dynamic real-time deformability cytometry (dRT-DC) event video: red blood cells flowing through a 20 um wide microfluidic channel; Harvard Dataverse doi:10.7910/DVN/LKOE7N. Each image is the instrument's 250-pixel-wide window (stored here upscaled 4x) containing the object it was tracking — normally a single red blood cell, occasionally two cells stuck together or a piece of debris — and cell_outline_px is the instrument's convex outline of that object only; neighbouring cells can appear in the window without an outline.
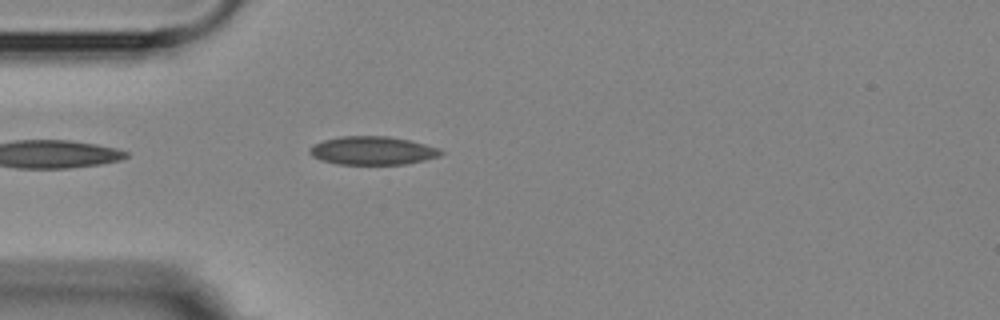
{"species": "Egyptian fruit bat (a non-hibernating species)", "species_latin": "Rousettus aegyptiacus", "temperature_condition": "room temperature", "stored_images_in_passage": 1, "camera_frame_rate_fps": 3000, "um_per_image_px": 0.085, "animal": {"sex": "female"}, "frame": {"image": 1, "passage_image": 1, "time_ms": 0.0, "image_size_px": [1000, 320], "cell_outline_px": [[444, 152], [440, 156], [424, 160], [404, 164], [336, 164], [320, 160], [312, 156], [308, 152], [308, 148], [312, 144], [324, 140], [340, 136], [388, 136], [408, 140], [440, 148]], "centroid_in_image_um": [31.62, 12.8], "position_along_channel_um": 53.4, "area_um2": 21.79}}